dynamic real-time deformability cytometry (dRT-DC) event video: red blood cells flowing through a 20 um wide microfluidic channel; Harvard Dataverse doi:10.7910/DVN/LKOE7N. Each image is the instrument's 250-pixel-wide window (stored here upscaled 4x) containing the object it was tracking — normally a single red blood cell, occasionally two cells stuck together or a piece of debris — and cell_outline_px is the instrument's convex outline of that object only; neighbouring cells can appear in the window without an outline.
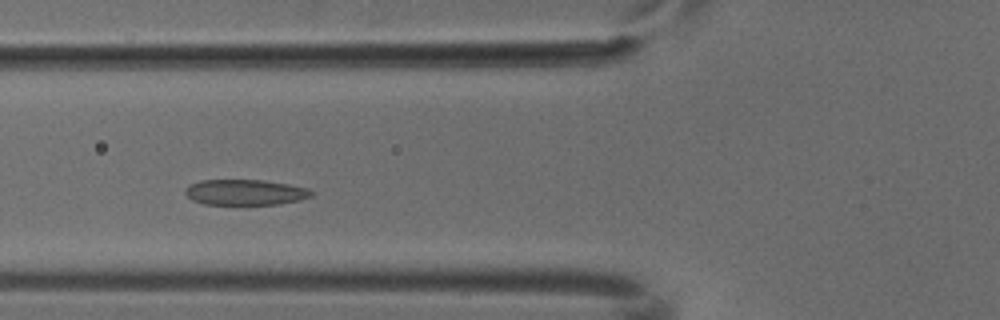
{"species": "common noctule bat (a hibernating species)", "species_latin": "Nyctalus noctula", "temperature_condition": "cold", "stored_images_in_passage": 6, "camera_frame_rate_fps": 3000, "um_per_image_px": 0.085, "animal": {"sex": "male", "body_mass_g": 18.8}, "frame": {"image": 1, "passage_image": 4, "time_ms": 1.0, "image_size_px": [1000, 320], "cell_outline_px": [[312, 196], [300, 200], [276, 204], [204, 204], [192, 200], [184, 192], [184, 188], [188, 184], [200, 180], [260, 180], [288, 184], [308, 188], [312, 192]], "centroid_in_image_um": [20.8, 16.34], "position_along_channel_um": 105.0, "area_um2": 18.79}}
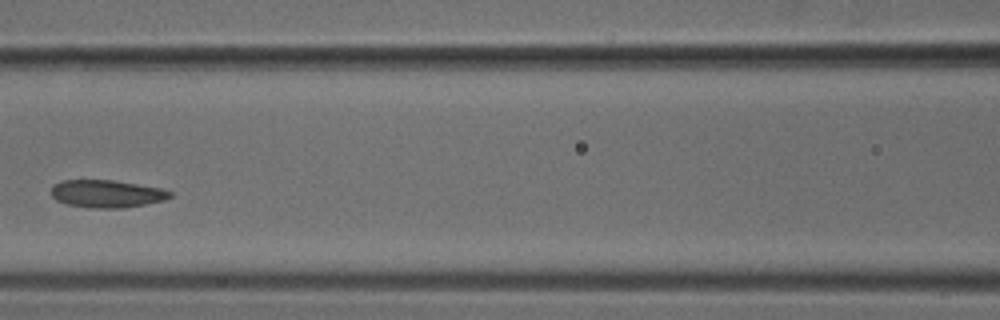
{"frame": {"image": 2, "passage_image": 5, "time_ms": 1.333, "image_size_px": [1000, 320], "cell_outline_px": [[172, 196], [164, 200], [124, 208], [96, 208], [68, 204], [56, 200], [52, 196], [52, 184], [60, 180], [112, 180], [160, 188], [172, 192]], "centroid_in_image_um": [9.05, 16.46], "position_along_channel_um": 157.6, "area_um2": 18.96}}
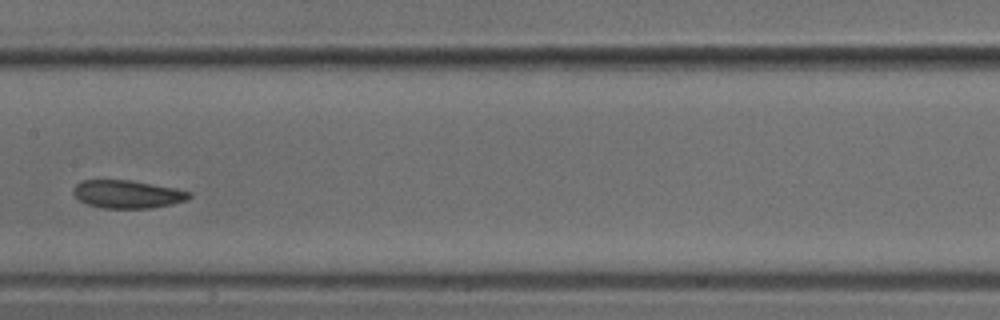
{"frame": {"image": 3, "passage_image": 6, "time_ms": 1.667, "image_size_px": [1000, 320], "cell_outline_px": [[192, 196], [188, 200], [172, 204], [152, 208], [100, 208], [88, 204], [80, 200], [72, 192], [72, 188], [76, 184], [84, 180], [132, 180], [176, 188], [192, 192]], "centroid_in_image_um": [10.87, 16.5], "position_along_channel_um": 196.5, "area_um2": 19.07}}